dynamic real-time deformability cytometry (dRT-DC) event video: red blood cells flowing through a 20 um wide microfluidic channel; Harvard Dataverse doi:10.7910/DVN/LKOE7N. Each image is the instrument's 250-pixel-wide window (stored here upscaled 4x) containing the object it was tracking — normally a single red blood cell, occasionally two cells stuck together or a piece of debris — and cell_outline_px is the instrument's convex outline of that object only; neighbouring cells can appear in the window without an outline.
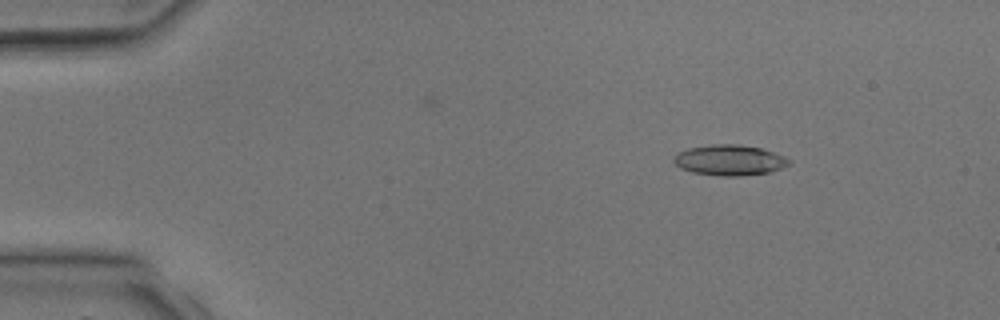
{"species": "common noctule bat (a hibernating species)", "species_latin": "Nyctalus noctula", "temperature_condition": "room temperature", "stored_images_in_passage": 3, "camera_frame_rate_fps": 3000, "um_per_image_px": 0.085, "animal": {"sex": "male", "body_mass_g": 17.9, "forearm_length_mm": 54.2}, "frame": {"image": 1, "passage_image": 1, "time_ms": 0.0, "image_size_px": [1000, 320], "cell_outline_px": [[792, 160], [788, 164], [780, 168], [768, 172], [740, 176], [724, 176], [692, 172], [680, 168], [672, 160], [680, 152], [688, 148], [712, 144], [740, 144], [760, 148], [784, 156]], "centroid_in_image_um": [62.01, 13.6], "position_along_channel_um": 23.0, "area_um2": 20.29}}
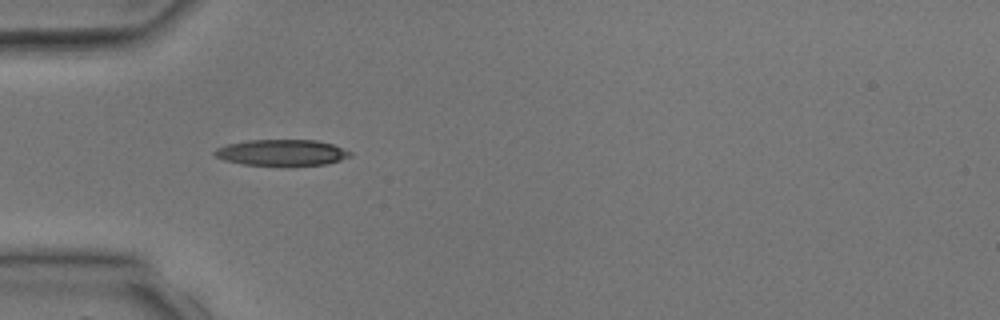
{"frame": {"image": 2, "passage_image": 3, "time_ms": 2.333, "image_size_px": [1000, 320], "cell_outline_px": [[352, 156], [328, 164], [288, 168], [244, 164], [224, 160], [216, 156], [212, 152], [216, 148], [228, 144], [248, 140], [316, 140], [332, 144], [352, 152]], "centroid_in_image_um": [23.98, 13.01], "position_along_channel_um": 61.0, "area_um2": 21.39}}